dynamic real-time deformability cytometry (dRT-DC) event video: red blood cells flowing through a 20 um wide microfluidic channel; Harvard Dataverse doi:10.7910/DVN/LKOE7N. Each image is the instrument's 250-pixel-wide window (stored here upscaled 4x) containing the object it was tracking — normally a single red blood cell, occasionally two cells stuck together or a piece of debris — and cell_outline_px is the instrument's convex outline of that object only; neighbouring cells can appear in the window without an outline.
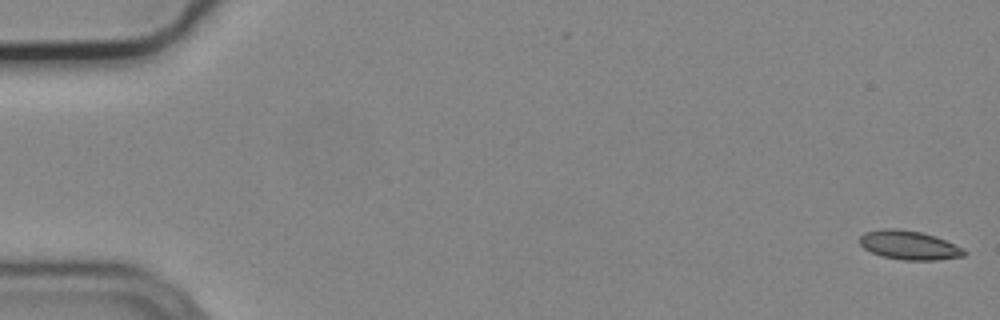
{"species": "common noctule bat (a hibernating species)", "species_latin": "Nyctalus noctula", "temperature_condition": "cold", "stored_images_in_passage": 2, "camera_frame_rate_fps": 3000, "um_per_image_px": 0.085, "animal": {"sex": "male", "body_mass_g": 19.2, "forearm_length_mm": 51.8}, "frame": {"image": 1, "passage_image": 2, "time_ms": 0.333, "image_size_px": [1000, 320], "cell_outline_px": [[968, 252], [964, 256], [936, 260], [904, 260], [884, 256], [872, 252], [864, 248], [860, 244], [860, 236], [864, 232], [888, 228], [896, 228], [920, 232], [936, 236], [964, 248]], "centroid_in_image_um": [77.31, 20.84], "position_along_channel_um": 7.7, "area_um2": 17.57}}